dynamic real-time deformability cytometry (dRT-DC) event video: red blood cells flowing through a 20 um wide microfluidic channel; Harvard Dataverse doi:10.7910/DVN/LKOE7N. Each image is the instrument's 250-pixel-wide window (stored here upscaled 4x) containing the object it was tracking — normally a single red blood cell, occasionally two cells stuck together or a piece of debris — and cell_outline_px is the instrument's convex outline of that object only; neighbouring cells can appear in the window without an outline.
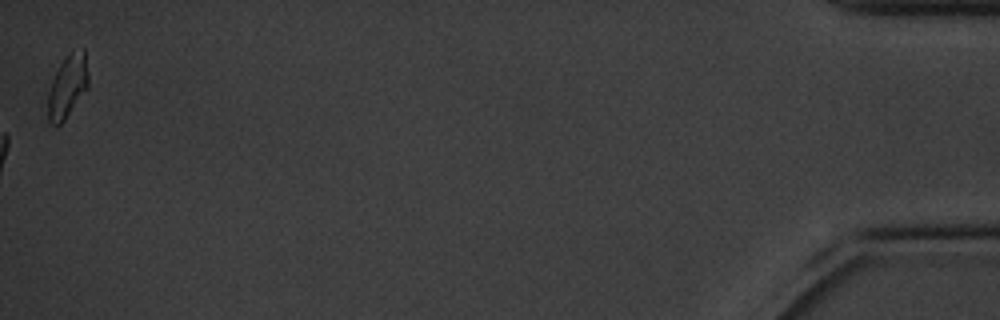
{"species": "common noctule bat (a hibernating species)", "species_latin": "Nyctalus noctula", "temperature_condition": "cold", "stored_images_in_passage": 44, "camera_frame_rate_fps": 3000, "um_per_image_px": 0.085, "animal": {"sex": "male", "body_mass_g": 20.1, "forearm_length_mm": 53.5}, "frame": {"image": 1, "passage_image": 44, "time_ms": 14.333, "image_size_px": [1000, 320], "cell_outline_px": [[88, 88], [64, 120], [56, 128], [48, 120], [48, 92], [52, 80], [60, 64], [68, 52], [72, 48], [84, 48], [88, 72]], "centroid_in_image_um": [5.75, 7.3], "position_along_channel_um": 429.5, "area_um2": 15.03}, "authors_computed_cell_mechanics": {"area_um2": 21.0103, "velocity_mm_per_s": 3.429, "shape_relaxation_time_tau1_ms": 4.6384, "shape_relaxation_time_tau2_ms": 3.6179, "deformation_change_tau1": 0.145, "deformation_change_tau2": 0.128}}